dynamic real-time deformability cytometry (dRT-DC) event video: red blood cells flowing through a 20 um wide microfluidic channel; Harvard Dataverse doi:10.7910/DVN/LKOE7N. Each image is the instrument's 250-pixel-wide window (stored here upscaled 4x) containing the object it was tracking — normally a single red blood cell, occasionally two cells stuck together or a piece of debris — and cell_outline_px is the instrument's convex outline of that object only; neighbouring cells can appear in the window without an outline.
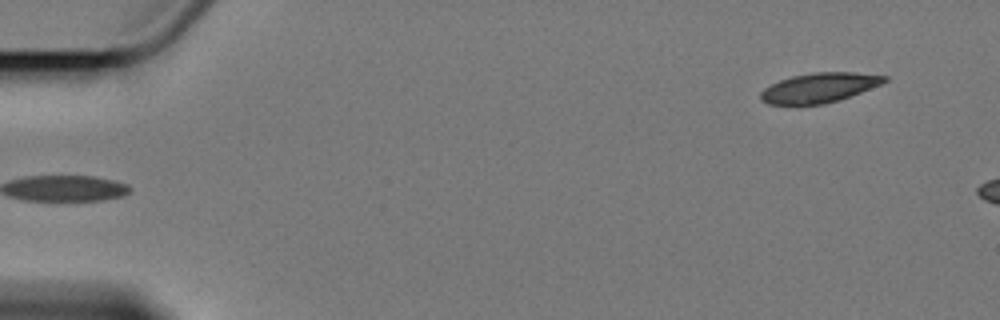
{"species": "Egyptian fruit bat (a non-hibernating species)", "species_latin": "Rousettus aegyptiacus", "temperature_condition": "cold", "stored_images_in_passage": 4, "segment_of_instrument_passage": [2, 2], "camera_frame_rate_fps": 3000, "um_per_image_px": 0.085, "animal": {"sex": "female"}, "frame": {"image": 1, "passage_image": 4, "time_ms": 3.667, "image_size_px": [1000, 320], "cell_outline_px": [[888, 80], [880, 84], [840, 100], [824, 104], [768, 104], [760, 100], [760, 92], [764, 88], [780, 80], [792, 76], [816, 72], [852, 72], [888, 76]], "centroid_in_image_um": [69.62, 7.45], "position_along_channel_um": 15.4, "area_um2": 21.21}}